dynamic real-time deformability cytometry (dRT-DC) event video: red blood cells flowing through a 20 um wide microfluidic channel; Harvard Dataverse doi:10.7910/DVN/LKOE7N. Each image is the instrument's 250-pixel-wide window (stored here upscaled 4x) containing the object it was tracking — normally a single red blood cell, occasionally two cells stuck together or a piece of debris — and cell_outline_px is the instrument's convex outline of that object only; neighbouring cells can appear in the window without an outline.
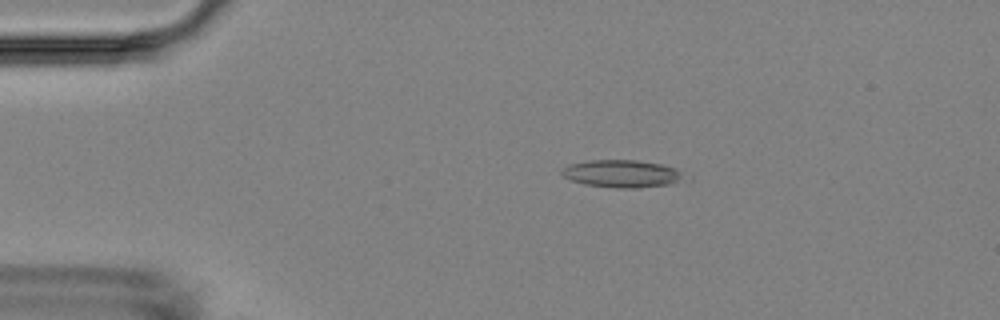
{"species": "Egyptian fruit bat (a non-hibernating species)", "species_latin": "Rousettus aegyptiacus", "temperature_condition": "room temperature", "stored_images_in_passage": 6, "camera_frame_rate_fps": 3000, "um_per_image_px": 0.085, "animal": {"sex": "female"}, "frame": {"image": 1, "passage_image": 4, "time_ms": 3.333, "image_size_px": [1000, 320], "cell_outline_px": [[692, 180], [688, 184], [636, 188], [616, 188], [584, 184], [572, 180], [564, 176], [560, 172], [568, 164], [588, 160], [636, 160], [660, 164], [692, 172]], "centroid_in_image_um": [53.18, 14.79], "position_along_channel_um": 31.8, "area_um2": 20.87}}